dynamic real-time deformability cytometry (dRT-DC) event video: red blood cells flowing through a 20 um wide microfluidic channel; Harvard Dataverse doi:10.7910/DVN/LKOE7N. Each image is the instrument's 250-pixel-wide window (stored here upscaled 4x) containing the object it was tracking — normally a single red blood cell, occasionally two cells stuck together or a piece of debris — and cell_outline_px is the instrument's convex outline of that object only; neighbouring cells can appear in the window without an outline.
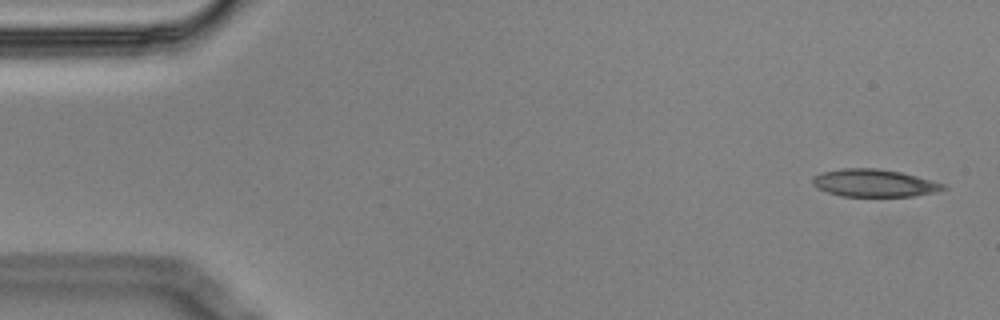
{"species": "Egyptian fruit bat (a non-hibernating species)", "species_latin": "Rousettus aegyptiacus", "temperature_condition": "cold", "stored_images_in_passage": 5, "segment_of_instrument_passage": [1, 2], "camera_frame_rate_fps": 3000, "um_per_image_px": 0.085, "animal": {"sex": "male"}, "frame": {"image": 1, "passage_image": 1, "time_ms": 0.0, "image_size_px": [1000, 320], "cell_outline_px": [[948, 188], [936, 192], [912, 196], [840, 196], [816, 188], [812, 184], [812, 176], [824, 172], [840, 168], [880, 168], [900, 172], [916, 176], [944, 184]], "centroid_in_image_um": [74.27, 15.55], "position_along_channel_um": 10.7, "area_um2": 20.98}}